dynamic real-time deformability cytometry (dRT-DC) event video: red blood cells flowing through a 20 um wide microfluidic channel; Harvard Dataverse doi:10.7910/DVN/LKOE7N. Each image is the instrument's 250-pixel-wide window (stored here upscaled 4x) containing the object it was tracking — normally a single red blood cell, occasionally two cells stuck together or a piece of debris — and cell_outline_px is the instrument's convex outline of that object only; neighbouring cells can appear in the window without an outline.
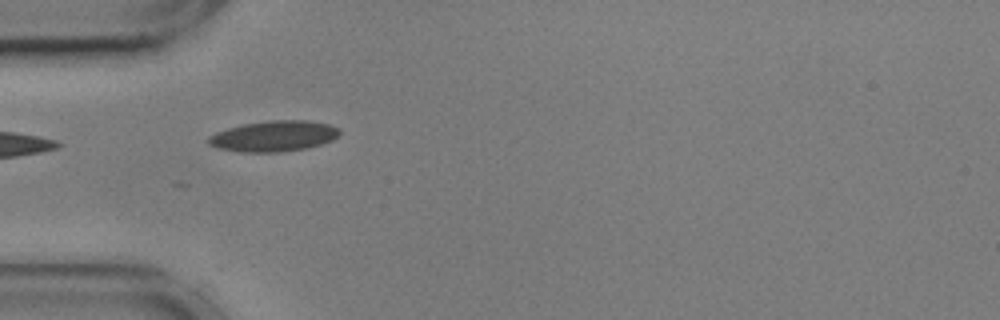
{"species": "common noctule bat (a hibernating species)", "species_latin": "Nyctalus noctula", "temperature_condition": "cold", "stored_images_in_passage": 4, "camera_frame_rate_fps": 3000, "um_per_image_px": 0.085, "animal": {"sex": "male", "body_mass_g": 17.9, "forearm_length_mm": 54.2}, "frame": {"image": 1, "passage_image": 1, "time_ms": 0.0, "image_size_px": [1000, 320], "cell_outline_px": [[340, 132], [332, 140], [320, 144], [304, 148], [280, 152], [240, 152], [216, 148], [208, 144], [208, 136], [216, 132], [228, 128], [244, 124], [272, 120], [304, 120], [328, 124], [340, 128]], "centroid_in_image_um": [23.24, 11.57], "position_along_channel_um": 61.8, "area_um2": 23.35}}